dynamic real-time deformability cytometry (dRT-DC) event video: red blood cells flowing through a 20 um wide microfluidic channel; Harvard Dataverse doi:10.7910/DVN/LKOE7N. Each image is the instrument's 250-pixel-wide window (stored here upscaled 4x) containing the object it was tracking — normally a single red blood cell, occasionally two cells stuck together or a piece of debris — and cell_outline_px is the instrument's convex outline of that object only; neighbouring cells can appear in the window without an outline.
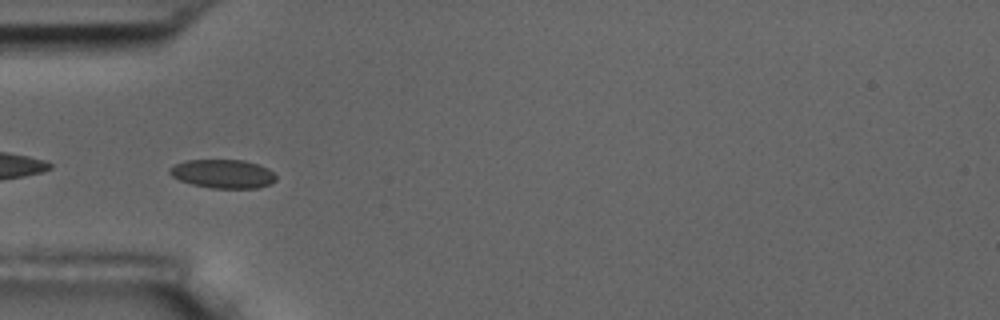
{"species": "common noctule bat (a hibernating species)", "species_latin": "Nyctalus noctula", "temperature_condition": "room temperature", "stored_images_in_passage": 10, "camera_frame_rate_fps": 3000, "um_per_image_px": 0.085, "animal": {"sex": "male", "body_mass_g": 17.5, "forearm_length_mm": 52.3}, "frame": {"image": 1, "passage_image": 6, "time_ms": 5.667, "image_size_px": [1000, 320], "cell_outline_px": [[276, 180], [268, 184], [256, 188], [212, 188], [192, 184], [180, 180], [172, 176], [168, 172], [168, 168], [184, 160], [244, 160], [260, 164], [268, 168], [276, 176]], "centroid_in_image_um": [18.94, 14.76], "position_along_channel_um": 66.1, "area_um2": 17.8}}
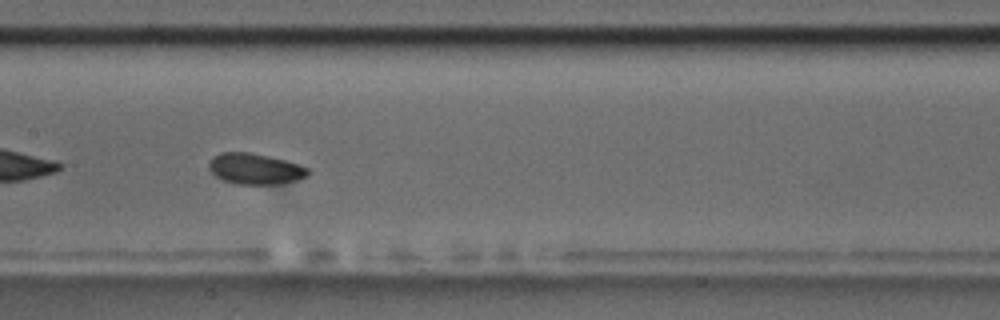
{"frame": {"image": 2, "passage_image": 9, "time_ms": 9.0, "image_size_px": [1000, 320], "cell_outline_px": [[308, 176], [296, 180], [280, 184], [236, 184], [224, 180], [216, 176], [208, 168], [208, 160], [212, 156], [220, 152], [248, 152], [268, 156], [284, 160], [308, 168]], "centroid_in_image_um": [21.63, 14.34], "position_along_channel_um": 185.8, "area_um2": 17.8}}
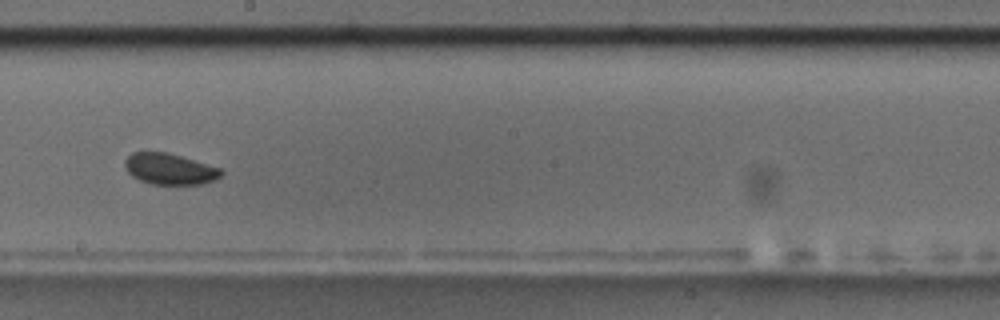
{"frame": {"image": 3, "passage_image": 10, "time_ms": 10.333, "image_size_px": [1000, 320], "cell_outline_px": [[224, 172], [216, 180], [200, 184], [152, 184], [140, 180], [132, 176], [124, 168], [124, 160], [132, 152], [168, 152], [220, 168]], "centroid_in_image_um": [14.4, 14.36], "position_along_channel_um": 233.8, "area_um2": 17.46}}